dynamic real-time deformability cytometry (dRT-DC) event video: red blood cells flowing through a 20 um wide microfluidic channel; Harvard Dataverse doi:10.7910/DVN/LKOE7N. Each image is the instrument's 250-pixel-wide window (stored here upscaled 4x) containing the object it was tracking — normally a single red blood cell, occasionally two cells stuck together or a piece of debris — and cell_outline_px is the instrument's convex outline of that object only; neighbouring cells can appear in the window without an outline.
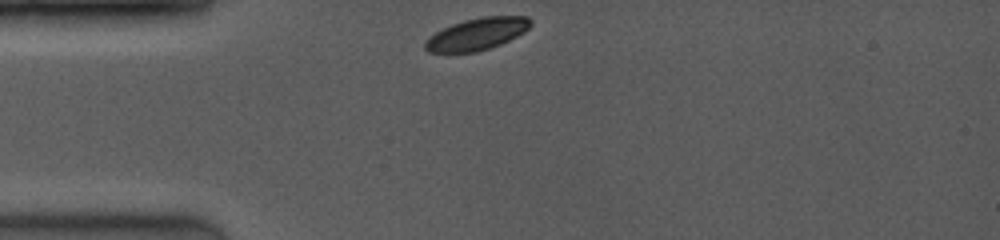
{"species": "common noctule bat (a hibernating species)", "species_latin": "Nyctalus noctula", "temperature_condition": "room temperature", "stored_images_in_passage": 23, "camera_frame_rate_fps": 4000, "um_per_image_px": 0.085, "animal": {"sex": "female", "body_mass_g": 19.0, "forearm_length_mm": 53.3}, "frame": {"image": 1, "passage_image": 1, "time_ms": 0.0, "image_size_px": [1000, 240], "cell_outline_px": [[532, 24], [524, 32], [500, 44], [476, 52], [428, 52], [424, 48], [424, 44], [436, 32], [452, 24], [464, 20], [484, 16], [528, 16], [532, 20]], "centroid_in_image_um": [40.58, 2.88], "position_along_channel_um": 44.4, "area_um2": 19.36}}
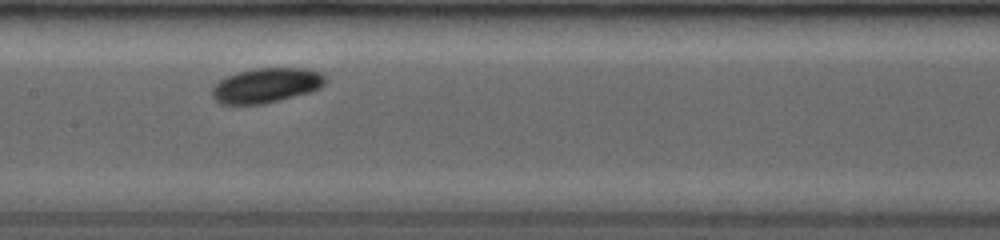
{"frame": {"image": 2, "passage_image": 9, "time_ms": 4.0, "image_size_px": [1000, 240], "cell_outline_px": [[324, 84], [308, 92], [280, 100], [264, 104], [220, 104], [212, 96], [212, 88], [220, 80], [228, 76], [240, 72], [260, 68], [300, 68], [316, 72], [324, 76]], "centroid_in_image_um": [22.57, 7.27], "position_along_channel_um": 184.8, "area_um2": 22.31}}
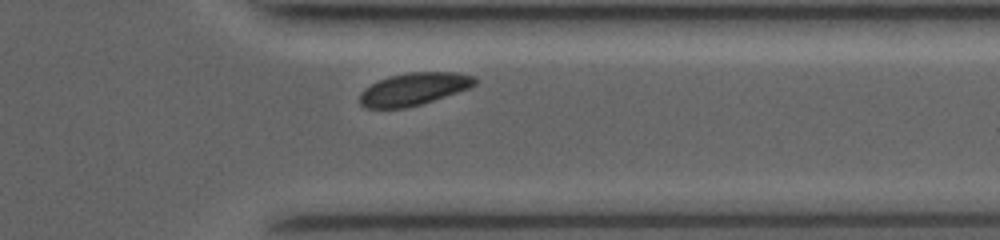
{"frame": {"image": 3, "passage_image": 21, "time_ms": 8.75, "image_size_px": [1000, 240], "cell_outline_px": [[476, 84], [468, 88], [420, 104], [404, 108], [364, 108], [360, 104], [360, 92], [364, 88], [380, 80], [392, 76], [408, 72], [456, 72], [472, 76], [476, 80]], "centroid_in_image_um": [35.13, 7.57], "position_along_channel_um": 376.3, "area_um2": 21.39}, "authors_computed_cell_mechanics": {"area_um2": 21.5594, "velocity_mm_per_s": 4.0121, "shape_relaxation_time_tau1_ms": 1.041, "shape_relaxation_time_tau2_ms": null, "deformation_change_tau1": 0.0785, "deformation_change_tau2": null}}